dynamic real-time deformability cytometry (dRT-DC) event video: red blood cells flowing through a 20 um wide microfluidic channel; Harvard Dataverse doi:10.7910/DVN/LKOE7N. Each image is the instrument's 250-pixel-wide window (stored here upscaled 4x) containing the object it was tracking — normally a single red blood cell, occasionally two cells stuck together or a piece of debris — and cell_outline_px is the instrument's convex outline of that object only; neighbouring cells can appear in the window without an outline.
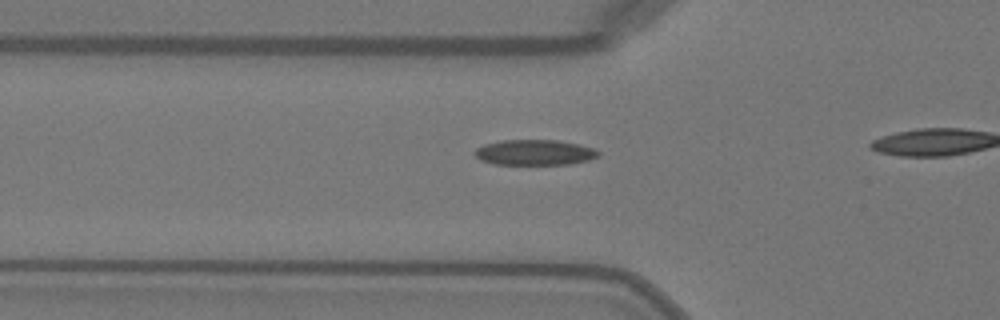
{"species": "Egyptian fruit bat (a non-hibernating species)", "species_latin": "Rousettus aegyptiacus", "temperature_condition": "warm", "stored_images_in_passage": 13, "camera_frame_rate_fps": 3000, "um_per_image_px": 0.085, "animal": {"sex": "female"}, "frame": {"image": 1, "passage_image": 8, "time_ms": 2.333, "image_size_px": [1000, 320], "cell_outline_px": [[600, 156], [588, 160], [572, 164], [492, 164], [480, 160], [472, 152], [476, 148], [484, 144], [500, 140], [556, 140], [580, 144], [596, 148], [600, 152]], "centroid_in_image_um": [45.45, 12.95], "position_along_channel_um": 80.3, "area_um2": 18.61}}
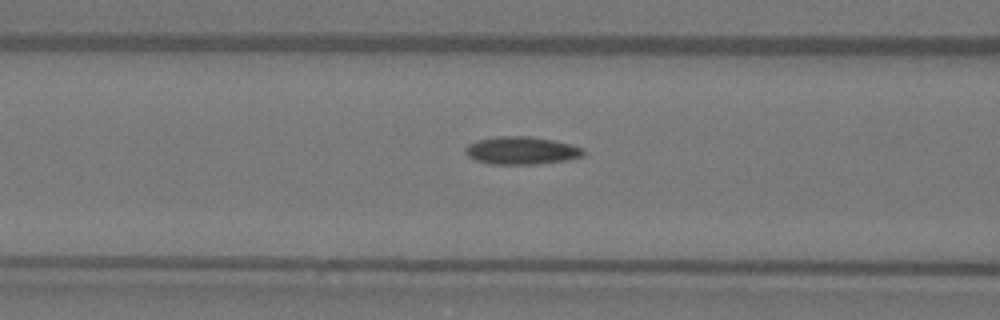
{"frame": {"image": 2, "passage_image": 11, "time_ms": 3.333, "image_size_px": [1000, 320], "cell_outline_px": [[584, 156], [568, 160], [536, 164], [492, 164], [476, 160], [468, 156], [464, 152], [464, 148], [468, 144], [476, 140], [500, 136], [528, 136], [552, 140], [584, 148]], "centroid_in_image_um": [44.31, 12.8], "position_along_channel_um": 122.3, "area_um2": 19.07}}